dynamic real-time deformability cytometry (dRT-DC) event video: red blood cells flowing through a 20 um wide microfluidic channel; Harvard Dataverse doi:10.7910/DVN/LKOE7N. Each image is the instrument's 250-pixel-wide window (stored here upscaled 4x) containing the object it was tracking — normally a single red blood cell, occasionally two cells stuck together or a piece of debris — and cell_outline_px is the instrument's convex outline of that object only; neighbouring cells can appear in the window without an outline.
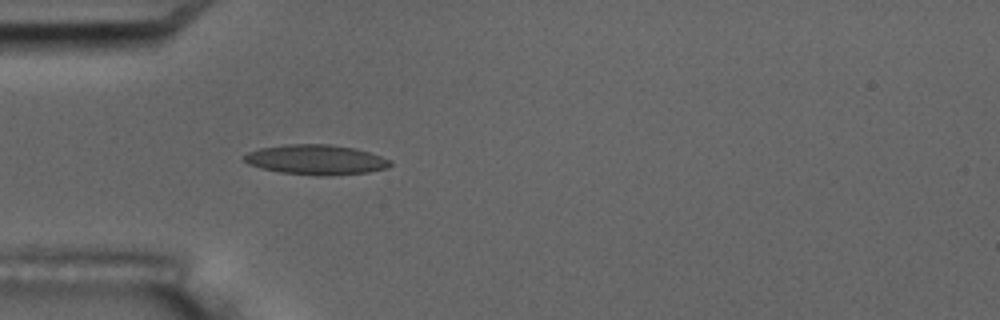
{"species": "common noctule bat (a hibernating species)", "species_latin": "Nyctalus noctula", "temperature_condition": "room temperature", "stored_images_in_passage": 3, "camera_frame_rate_fps": 3000, "um_per_image_px": 0.085, "animal": {"sex": "male", "body_mass_g": 17.5, "forearm_length_mm": 52.3}, "frame": {"image": 1, "passage_image": 3, "time_ms": 2.0, "image_size_px": [1000, 320], "cell_outline_px": [[392, 164], [388, 168], [368, 172], [324, 176], [320, 176], [280, 172], [260, 168], [248, 164], [240, 160], [240, 156], [248, 152], [260, 148], [284, 144], [328, 144], [356, 148], [392, 160]], "centroid_in_image_um": [26.81, 13.57], "position_along_channel_um": 58.2, "area_um2": 25.78}}